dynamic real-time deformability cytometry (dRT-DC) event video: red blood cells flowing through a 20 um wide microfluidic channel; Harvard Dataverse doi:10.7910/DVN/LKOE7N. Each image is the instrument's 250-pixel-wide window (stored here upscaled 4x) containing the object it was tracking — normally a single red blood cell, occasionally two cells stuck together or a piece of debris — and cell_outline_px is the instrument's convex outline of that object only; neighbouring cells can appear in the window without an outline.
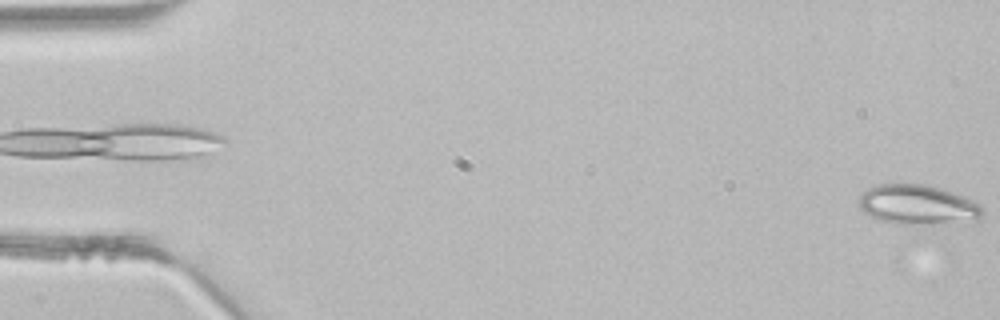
{"species": "common noctule bat (a hibernating species)", "species_latin": "Nyctalus noctula", "temperature_condition": "room temperature", "stored_images_in_passage": 3, "camera_frame_rate_fps": 3000, "um_per_image_px": 0.085, "animal": {"sex": "male", "body_mass_g": 21.5, "forearm_length_mm": 52.0}, "frame": {"image": 1, "passage_image": 3, "time_ms": 0.667, "image_size_px": [1000, 320], "cell_outline_px": [[984, 212], [976, 220], [952, 224], [900, 224], [880, 220], [864, 212], [860, 208], [860, 196], [868, 188], [876, 184], [924, 184], [940, 188], [964, 196], [980, 204], [984, 208]], "centroid_in_image_um": [78.05, 17.41], "position_along_channel_um": 6.9, "area_um2": 28.73}}